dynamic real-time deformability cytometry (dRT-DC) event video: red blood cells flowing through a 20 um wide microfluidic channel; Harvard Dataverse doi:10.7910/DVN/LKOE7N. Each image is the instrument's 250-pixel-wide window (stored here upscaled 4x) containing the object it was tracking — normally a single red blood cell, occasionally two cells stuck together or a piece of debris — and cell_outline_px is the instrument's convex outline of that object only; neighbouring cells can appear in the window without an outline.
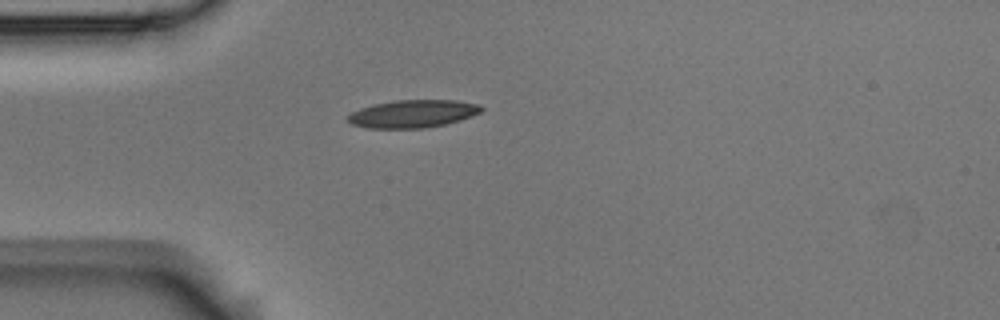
{"species": "Egyptian fruit bat (a non-hibernating species)", "species_latin": "Rousettus aegyptiacus", "temperature_condition": "room temperature", "stored_images_in_passage": 1, "camera_frame_rate_fps": 3000, "um_per_image_px": 0.085, "animal": {"sex": "male"}, "frame": {"image": 1, "passage_image": 1, "time_ms": 0.0, "image_size_px": [1000, 320], "cell_outline_px": [[484, 108], [480, 112], [460, 120], [444, 124], [424, 128], [364, 128], [352, 124], [348, 120], [348, 116], [352, 112], [360, 108], [372, 104], [396, 100], [456, 100], [480, 104]], "centroid_in_image_um": [35.08, 9.66], "position_along_channel_um": 49.9, "area_um2": 21.56}}